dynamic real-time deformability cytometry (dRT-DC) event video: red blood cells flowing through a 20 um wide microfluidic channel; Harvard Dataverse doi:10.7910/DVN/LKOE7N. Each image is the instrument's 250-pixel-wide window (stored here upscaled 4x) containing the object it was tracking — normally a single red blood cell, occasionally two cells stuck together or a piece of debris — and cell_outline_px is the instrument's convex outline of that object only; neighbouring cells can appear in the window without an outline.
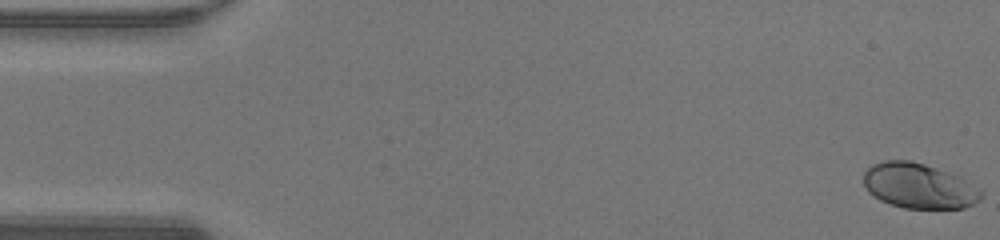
{"species": "human", "species_latin": "Homo sapiens", "temperature_condition": "warm", "stored_images_in_passage": 48, "camera_frame_rate_fps": 3000, "um_per_image_px": 0.085, "donor": {"sex": "male"}, "frame": {"image": 1, "passage_image": 1, "time_ms": 0.0, "image_size_px": [1000, 240], "cell_outline_px": [[980, 200], [964, 208], [904, 208], [880, 200], [868, 192], [864, 184], [864, 172], [872, 164], [884, 160], [908, 160], [924, 164], [936, 168], [956, 176], [980, 192]], "centroid_in_image_um": [78.01, 15.8], "position_along_channel_um": 7.0, "area_um2": 30.17}}
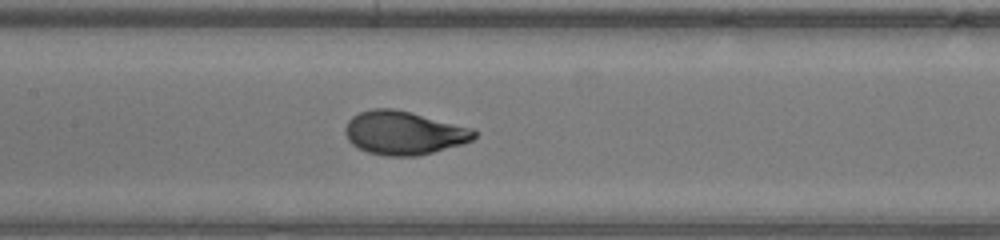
{"frame": {"image": 2, "passage_image": 23, "time_ms": 7.333, "image_size_px": [1000, 240], "cell_outline_px": [[476, 136], [472, 140], [460, 144], [432, 152], [416, 156], [384, 156], [368, 152], [352, 144], [348, 140], [344, 132], [344, 128], [348, 120], [352, 116], [360, 112], [372, 108], [396, 108], [472, 128], [476, 132]], "centroid_in_image_um": [34.28, 11.28], "position_along_channel_um": 173.1, "area_um2": 32.66}}
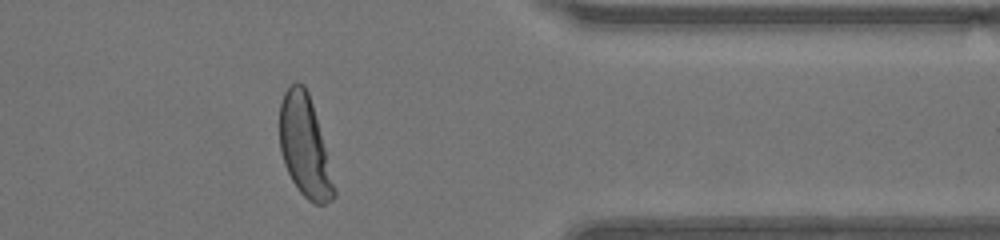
{"frame": {"image": 3, "passage_image": 39, "time_ms": 12.667, "image_size_px": [1000, 240], "cell_outline_px": [[336, 196], [332, 200], [324, 204], [316, 204], [308, 200], [300, 192], [292, 180], [284, 164], [280, 148], [280, 104], [284, 92], [296, 80], [304, 84], [308, 92], [312, 104], [336, 192]], "centroid_in_image_um": [25.87, 12.44], "position_along_channel_um": 385.5, "area_um2": 31.33}, "authors_computed_cell_mechanics": {"area_um2": 31.9056, "velocity_mm_per_s": 4.3356, "shape_relaxation_time_tau1_ms": 3.5919, "shape_relaxation_time_tau2_ms": null, "deformation_change_tau1": 0.2209, "deformation_change_tau2": null}}